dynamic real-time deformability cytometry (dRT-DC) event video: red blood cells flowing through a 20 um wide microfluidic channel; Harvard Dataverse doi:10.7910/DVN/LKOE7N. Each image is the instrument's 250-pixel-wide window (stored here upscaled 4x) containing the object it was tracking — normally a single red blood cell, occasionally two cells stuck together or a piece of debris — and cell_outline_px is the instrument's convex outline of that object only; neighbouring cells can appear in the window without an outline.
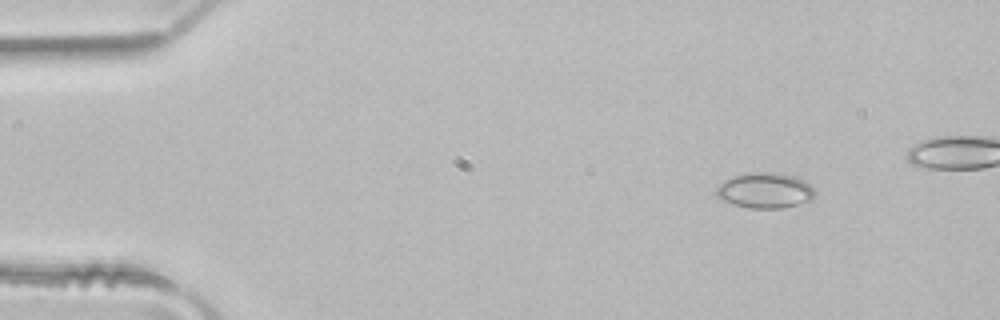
{"species": "common noctule bat (a hibernating species)", "species_latin": "Nyctalus noctula", "temperature_condition": "room temperature", "stored_images_in_passage": 4, "camera_frame_rate_fps": 3000, "um_per_image_px": 0.085, "animal": {"sex": "male", "body_mass_g": 21.5, "forearm_length_mm": 52.0}, "frame": {"image": 1, "passage_image": 1, "time_ms": 0.0, "image_size_px": [1000, 320], "cell_outline_px": [[816, 192], [812, 200], [780, 208], [752, 208], [732, 204], [720, 200], [716, 196], [716, 184], [732, 176], [764, 172], [772, 172], [796, 176], [804, 180]], "centroid_in_image_um": [64.99, 16.19], "position_along_channel_um": 20.0, "area_um2": 20.35}}